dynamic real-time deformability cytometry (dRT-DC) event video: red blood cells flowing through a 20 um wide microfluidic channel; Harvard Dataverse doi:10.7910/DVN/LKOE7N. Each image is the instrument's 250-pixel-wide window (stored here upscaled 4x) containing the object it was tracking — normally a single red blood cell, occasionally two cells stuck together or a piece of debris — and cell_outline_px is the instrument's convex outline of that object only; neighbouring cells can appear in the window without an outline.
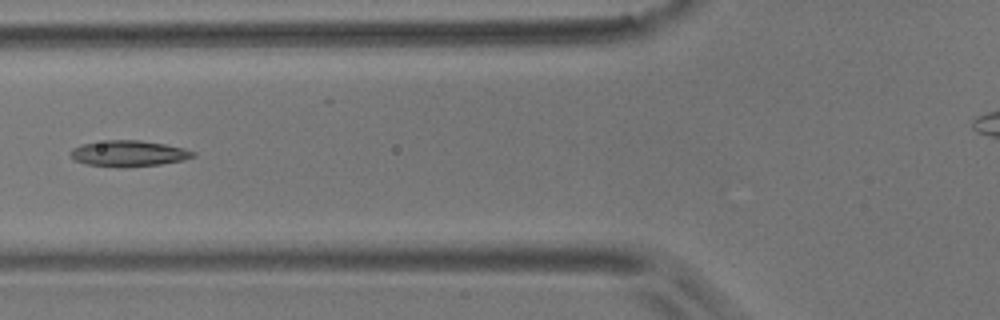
{"species": "common noctule bat (a hibernating species)", "species_latin": "Nyctalus noctula", "temperature_condition": "room temperature", "stored_images_in_passage": 7, "camera_frame_rate_fps": 3000, "um_per_image_px": 0.085, "animal": {"sex": "male", "body_mass_g": 17.9}, "frame": {"image": 1, "passage_image": 5, "time_ms": 1.333, "image_size_px": [1000, 320], "cell_outline_px": [[196, 156], [184, 160], [160, 164], [124, 168], [120, 168], [88, 164], [76, 160], [68, 152], [72, 148], [84, 144], [108, 140], [140, 140], [164, 144], [184, 148], [196, 152]], "centroid_in_image_um": [10.97, 13.05], "position_along_channel_um": 114.8, "area_um2": 18.55}}
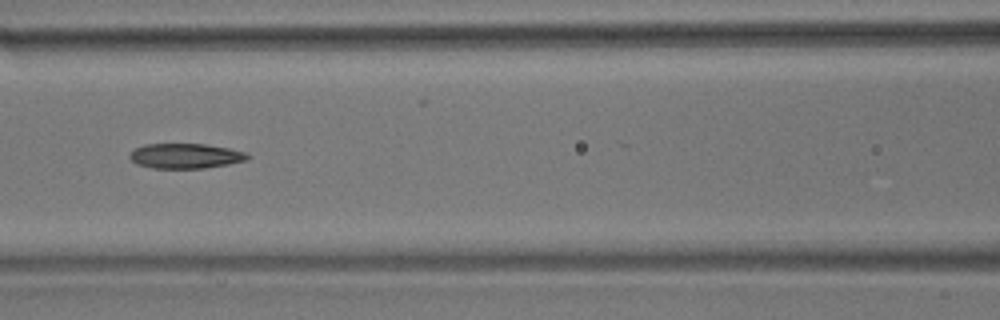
{"frame": {"image": 2, "passage_image": 6, "time_ms": 1.667, "image_size_px": [1000, 320], "cell_outline_px": [[252, 156], [248, 160], [228, 164], [204, 168], [152, 168], [136, 164], [128, 156], [136, 148], [144, 144], [204, 144], [228, 148], [248, 152]], "centroid_in_image_um": [15.81, 13.25], "position_along_channel_um": 150.8, "area_um2": 17.22}}
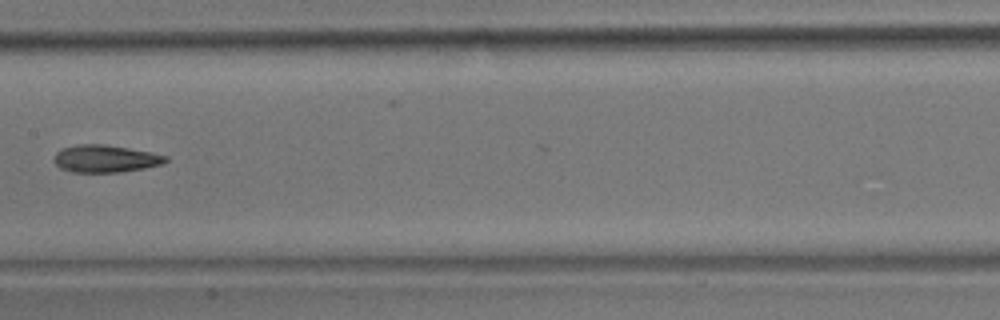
{"frame": {"image": 3, "passage_image": 7, "time_ms": 2.0, "image_size_px": [1000, 320], "cell_outline_px": [[168, 160], [164, 164], [144, 168], [120, 172], [72, 172], [60, 168], [52, 160], [56, 152], [64, 148], [80, 144], [104, 144], [128, 148], [168, 156]], "centroid_in_image_um": [8.95, 13.49], "position_along_channel_um": 198.5, "area_um2": 17.74}}